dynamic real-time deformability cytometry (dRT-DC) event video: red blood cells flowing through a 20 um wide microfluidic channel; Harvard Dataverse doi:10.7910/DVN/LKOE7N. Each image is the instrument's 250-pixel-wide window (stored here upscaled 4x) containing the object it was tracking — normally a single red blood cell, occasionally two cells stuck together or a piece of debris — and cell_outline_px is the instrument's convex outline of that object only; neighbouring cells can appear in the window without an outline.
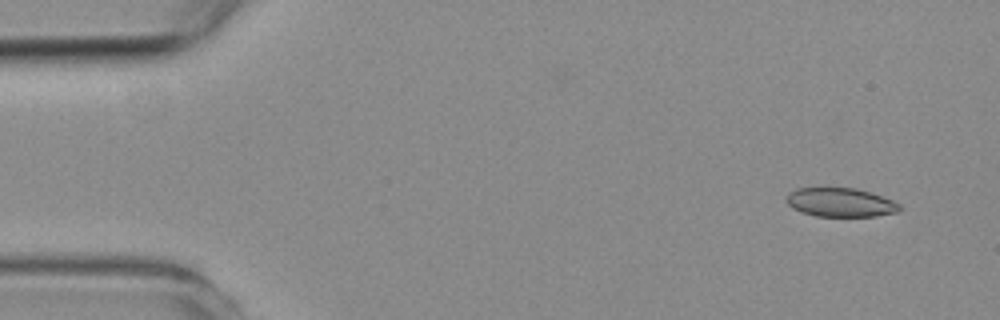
{"species": "common noctule bat (a hibernating species)", "species_latin": "Nyctalus noctula", "temperature_condition": "room temperature", "stored_images_in_passage": 2, "camera_frame_rate_fps": 3000, "um_per_image_px": 0.085, "animal": {"sex": "female", "body_mass_g": 19.3, "forearm_length_mm": 54.1}, "frame": {"image": 1, "passage_image": 2, "time_ms": 2.333, "image_size_px": [1000, 320], "cell_outline_px": [[900, 208], [896, 212], [876, 216], [816, 216], [800, 212], [792, 208], [784, 200], [788, 192], [796, 188], [856, 188], [892, 200], [900, 204]], "centroid_in_image_um": [71.37, 17.2], "position_along_channel_um": 13.6, "area_um2": 19.02}}